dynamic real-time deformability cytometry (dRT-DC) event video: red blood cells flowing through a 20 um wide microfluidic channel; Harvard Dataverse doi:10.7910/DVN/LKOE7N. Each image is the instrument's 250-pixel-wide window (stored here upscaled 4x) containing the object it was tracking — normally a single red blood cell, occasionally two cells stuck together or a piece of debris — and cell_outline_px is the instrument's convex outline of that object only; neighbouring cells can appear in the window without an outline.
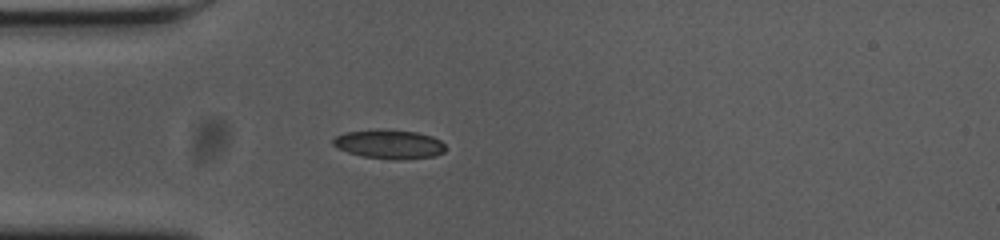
{"species": "common noctule bat (a hibernating species)", "species_latin": "Nyctalus noctula", "temperature_condition": "cold", "stored_images_in_passage": 42, "camera_frame_rate_fps": 3000, "um_per_image_px": 0.085, "animal": {"sex": "female", "body_mass_g": 23.0, "forearm_length_mm": 53.4}, "frame": {"image": 1, "passage_image": 1, "time_ms": 0.0, "image_size_px": [1000, 240], "cell_outline_px": [[444, 152], [432, 156], [396, 160], [364, 156], [348, 152], [332, 144], [332, 140], [336, 136], [344, 132], [384, 128], [416, 132], [432, 136], [440, 140], [444, 144]], "centroid_in_image_um": [33.07, 12.23], "position_along_channel_um": 51.9, "area_um2": 18.96}}
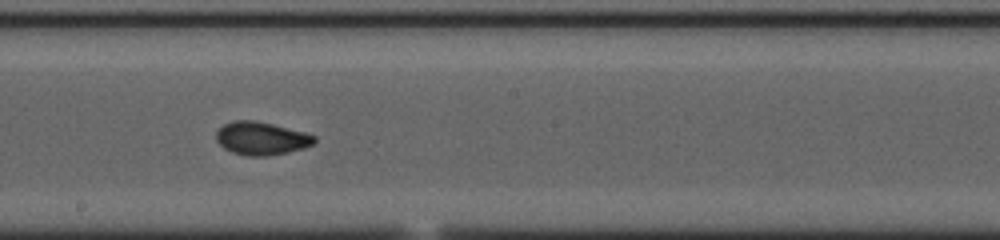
{"frame": {"image": 2, "passage_image": 16, "time_ms": 5.0, "image_size_px": [1000, 240], "cell_outline_px": [[316, 140], [312, 144], [304, 148], [288, 152], [264, 156], [248, 156], [232, 152], [224, 148], [216, 140], [216, 132], [224, 124], [236, 120], [256, 120], [304, 132], [316, 136]], "centroid_in_image_um": [22.21, 11.76], "position_along_channel_um": 226.0, "area_um2": 18.79}}
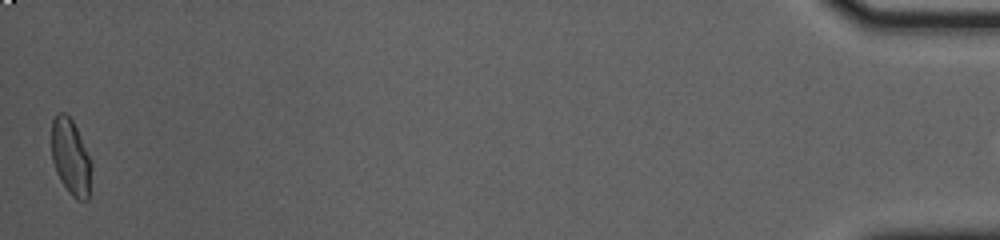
{"frame": {"image": 3, "passage_image": 41, "time_ms": 13.333, "image_size_px": [1000, 240], "cell_outline_px": [[92, 168], [88, 200], [76, 200], [68, 192], [60, 180], [56, 172], [52, 160], [52, 120], [56, 112], [64, 112], [72, 120], [76, 128], [92, 164]], "centroid_in_image_um": [6.0, 13.38], "position_along_channel_um": 429.2, "area_um2": 17.63}}